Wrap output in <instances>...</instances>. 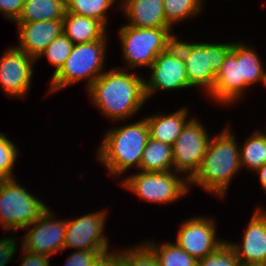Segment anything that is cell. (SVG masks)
Listing matches in <instances>:
<instances>
[{
    "mask_svg": "<svg viewBox=\"0 0 266 266\" xmlns=\"http://www.w3.org/2000/svg\"><path fill=\"white\" fill-rule=\"evenodd\" d=\"M145 80L123 70L101 74L88 88L93 103L112 120L129 118L147 100Z\"/></svg>",
    "mask_w": 266,
    "mask_h": 266,
    "instance_id": "6da1fadb",
    "label": "cell"
},
{
    "mask_svg": "<svg viewBox=\"0 0 266 266\" xmlns=\"http://www.w3.org/2000/svg\"><path fill=\"white\" fill-rule=\"evenodd\" d=\"M240 167L239 148L235 136L227 128L211 138L206 155L189 183L201 185L206 191L223 196Z\"/></svg>",
    "mask_w": 266,
    "mask_h": 266,
    "instance_id": "7a4b0ae2",
    "label": "cell"
},
{
    "mask_svg": "<svg viewBox=\"0 0 266 266\" xmlns=\"http://www.w3.org/2000/svg\"><path fill=\"white\" fill-rule=\"evenodd\" d=\"M150 137L146 119L107 132L97 155L112 175H120L131 166L140 169L142 153Z\"/></svg>",
    "mask_w": 266,
    "mask_h": 266,
    "instance_id": "3957f363",
    "label": "cell"
},
{
    "mask_svg": "<svg viewBox=\"0 0 266 266\" xmlns=\"http://www.w3.org/2000/svg\"><path fill=\"white\" fill-rule=\"evenodd\" d=\"M173 44L183 55L189 87L202 85L210 93L232 44L186 43L176 37Z\"/></svg>",
    "mask_w": 266,
    "mask_h": 266,
    "instance_id": "277c9868",
    "label": "cell"
},
{
    "mask_svg": "<svg viewBox=\"0 0 266 266\" xmlns=\"http://www.w3.org/2000/svg\"><path fill=\"white\" fill-rule=\"evenodd\" d=\"M106 35L98 41L74 44L65 64L57 74L52 77L49 92L59 90L84 78H90L88 88L104 72Z\"/></svg>",
    "mask_w": 266,
    "mask_h": 266,
    "instance_id": "5b68a950",
    "label": "cell"
},
{
    "mask_svg": "<svg viewBox=\"0 0 266 266\" xmlns=\"http://www.w3.org/2000/svg\"><path fill=\"white\" fill-rule=\"evenodd\" d=\"M47 209L44 202L18 185L15 178L0 180V223L5 230L28 228Z\"/></svg>",
    "mask_w": 266,
    "mask_h": 266,
    "instance_id": "8992f818",
    "label": "cell"
},
{
    "mask_svg": "<svg viewBox=\"0 0 266 266\" xmlns=\"http://www.w3.org/2000/svg\"><path fill=\"white\" fill-rule=\"evenodd\" d=\"M170 31L171 29L166 28L123 26L119 35L128 67H150L156 57L174 43L176 36Z\"/></svg>",
    "mask_w": 266,
    "mask_h": 266,
    "instance_id": "52a82bcc",
    "label": "cell"
},
{
    "mask_svg": "<svg viewBox=\"0 0 266 266\" xmlns=\"http://www.w3.org/2000/svg\"><path fill=\"white\" fill-rule=\"evenodd\" d=\"M123 187L131 190L140 198L149 202L169 203L185 195L188 191L186 182L174 172H140L123 180Z\"/></svg>",
    "mask_w": 266,
    "mask_h": 266,
    "instance_id": "ba28073f",
    "label": "cell"
},
{
    "mask_svg": "<svg viewBox=\"0 0 266 266\" xmlns=\"http://www.w3.org/2000/svg\"><path fill=\"white\" fill-rule=\"evenodd\" d=\"M211 141L198 120H190L172 145L173 168L180 173L190 172L186 180L198 171Z\"/></svg>",
    "mask_w": 266,
    "mask_h": 266,
    "instance_id": "9c48e42d",
    "label": "cell"
},
{
    "mask_svg": "<svg viewBox=\"0 0 266 266\" xmlns=\"http://www.w3.org/2000/svg\"><path fill=\"white\" fill-rule=\"evenodd\" d=\"M150 68V80L144 82L146 98L156 89L173 90L189 87L183 55L174 44L161 52Z\"/></svg>",
    "mask_w": 266,
    "mask_h": 266,
    "instance_id": "30bf717a",
    "label": "cell"
},
{
    "mask_svg": "<svg viewBox=\"0 0 266 266\" xmlns=\"http://www.w3.org/2000/svg\"><path fill=\"white\" fill-rule=\"evenodd\" d=\"M52 218L55 217L48 208L31 224L34 227L24 236L22 249L47 256L63 251L67 220L56 221Z\"/></svg>",
    "mask_w": 266,
    "mask_h": 266,
    "instance_id": "8fae6325",
    "label": "cell"
},
{
    "mask_svg": "<svg viewBox=\"0 0 266 266\" xmlns=\"http://www.w3.org/2000/svg\"><path fill=\"white\" fill-rule=\"evenodd\" d=\"M106 212L83 215L67 221L64 248L78 247L85 250H108V240L103 235Z\"/></svg>",
    "mask_w": 266,
    "mask_h": 266,
    "instance_id": "7c38bea8",
    "label": "cell"
},
{
    "mask_svg": "<svg viewBox=\"0 0 266 266\" xmlns=\"http://www.w3.org/2000/svg\"><path fill=\"white\" fill-rule=\"evenodd\" d=\"M35 60L17 47L3 54L0 59V86L6 94L23 97L28 93Z\"/></svg>",
    "mask_w": 266,
    "mask_h": 266,
    "instance_id": "4fadbf2b",
    "label": "cell"
},
{
    "mask_svg": "<svg viewBox=\"0 0 266 266\" xmlns=\"http://www.w3.org/2000/svg\"><path fill=\"white\" fill-rule=\"evenodd\" d=\"M215 229L212 219L195 217L182 224L176 243L196 260L204 259L224 243L216 240Z\"/></svg>",
    "mask_w": 266,
    "mask_h": 266,
    "instance_id": "5bb4252c",
    "label": "cell"
},
{
    "mask_svg": "<svg viewBox=\"0 0 266 266\" xmlns=\"http://www.w3.org/2000/svg\"><path fill=\"white\" fill-rule=\"evenodd\" d=\"M247 86L245 81H240V42L232 43V49L227 53L216 75L210 94L217 101L231 103L240 97Z\"/></svg>",
    "mask_w": 266,
    "mask_h": 266,
    "instance_id": "9a60e30c",
    "label": "cell"
},
{
    "mask_svg": "<svg viewBox=\"0 0 266 266\" xmlns=\"http://www.w3.org/2000/svg\"><path fill=\"white\" fill-rule=\"evenodd\" d=\"M242 245L230 243L235 250L240 264L266 263V211L255 210L246 232Z\"/></svg>",
    "mask_w": 266,
    "mask_h": 266,
    "instance_id": "2e32d148",
    "label": "cell"
},
{
    "mask_svg": "<svg viewBox=\"0 0 266 266\" xmlns=\"http://www.w3.org/2000/svg\"><path fill=\"white\" fill-rule=\"evenodd\" d=\"M20 46L17 48L37 59L46 47L63 33V20L17 23Z\"/></svg>",
    "mask_w": 266,
    "mask_h": 266,
    "instance_id": "e0dca14e",
    "label": "cell"
},
{
    "mask_svg": "<svg viewBox=\"0 0 266 266\" xmlns=\"http://www.w3.org/2000/svg\"><path fill=\"white\" fill-rule=\"evenodd\" d=\"M121 5L130 19L129 26L171 29L164 14L163 0H126Z\"/></svg>",
    "mask_w": 266,
    "mask_h": 266,
    "instance_id": "ac0fdd59",
    "label": "cell"
},
{
    "mask_svg": "<svg viewBox=\"0 0 266 266\" xmlns=\"http://www.w3.org/2000/svg\"><path fill=\"white\" fill-rule=\"evenodd\" d=\"M105 27L97 19L68 11L63 18V33L73 44L101 40L106 34Z\"/></svg>",
    "mask_w": 266,
    "mask_h": 266,
    "instance_id": "d6986e66",
    "label": "cell"
},
{
    "mask_svg": "<svg viewBox=\"0 0 266 266\" xmlns=\"http://www.w3.org/2000/svg\"><path fill=\"white\" fill-rule=\"evenodd\" d=\"M187 111V108H184L167 116H161L158 114L156 116L154 115L146 118L149 126L150 137L173 145L188 122L186 120Z\"/></svg>",
    "mask_w": 266,
    "mask_h": 266,
    "instance_id": "ffe728a7",
    "label": "cell"
},
{
    "mask_svg": "<svg viewBox=\"0 0 266 266\" xmlns=\"http://www.w3.org/2000/svg\"><path fill=\"white\" fill-rule=\"evenodd\" d=\"M66 0H26L16 23L63 20Z\"/></svg>",
    "mask_w": 266,
    "mask_h": 266,
    "instance_id": "44dd1931",
    "label": "cell"
},
{
    "mask_svg": "<svg viewBox=\"0 0 266 266\" xmlns=\"http://www.w3.org/2000/svg\"><path fill=\"white\" fill-rule=\"evenodd\" d=\"M173 166L172 145L149 137L142 153V172L170 171Z\"/></svg>",
    "mask_w": 266,
    "mask_h": 266,
    "instance_id": "7402d4cb",
    "label": "cell"
},
{
    "mask_svg": "<svg viewBox=\"0 0 266 266\" xmlns=\"http://www.w3.org/2000/svg\"><path fill=\"white\" fill-rule=\"evenodd\" d=\"M240 164L247 166L253 171L259 169L266 163V134L263 132H255L247 141L239 148Z\"/></svg>",
    "mask_w": 266,
    "mask_h": 266,
    "instance_id": "603a6c76",
    "label": "cell"
},
{
    "mask_svg": "<svg viewBox=\"0 0 266 266\" xmlns=\"http://www.w3.org/2000/svg\"><path fill=\"white\" fill-rule=\"evenodd\" d=\"M147 245L153 250L160 266H197L198 260L184 251L177 243H164Z\"/></svg>",
    "mask_w": 266,
    "mask_h": 266,
    "instance_id": "cb8c5ba5",
    "label": "cell"
},
{
    "mask_svg": "<svg viewBox=\"0 0 266 266\" xmlns=\"http://www.w3.org/2000/svg\"><path fill=\"white\" fill-rule=\"evenodd\" d=\"M263 81L266 86V73L256 52L240 43V81L249 86L257 81Z\"/></svg>",
    "mask_w": 266,
    "mask_h": 266,
    "instance_id": "d4e9b609",
    "label": "cell"
},
{
    "mask_svg": "<svg viewBox=\"0 0 266 266\" xmlns=\"http://www.w3.org/2000/svg\"><path fill=\"white\" fill-rule=\"evenodd\" d=\"M115 3V0H66V11L91 17L107 24L106 10Z\"/></svg>",
    "mask_w": 266,
    "mask_h": 266,
    "instance_id": "484cf974",
    "label": "cell"
},
{
    "mask_svg": "<svg viewBox=\"0 0 266 266\" xmlns=\"http://www.w3.org/2000/svg\"><path fill=\"white\" fill-rule=\"evenodd\" d=\"M202 0H163L164 14L170 26L191 17L201 10Z\"/></svg>",
    "mask_w": 266,
    "mask_h": 266,
    "instance_id": "4316f807",
    "label": "cell"
},
{
    "mask_svg": "<svg viewBox=\"0 0 266 266\" xmlns=\"http://www.w3.org/2000/svg\"><path fill=\"white\" fill-rule=\"evenodd\" d=\"M74 44L66 37L64 33L60 34L54 39L46 49L40 54L46 55L51 65L56 66L52 77L59 72L65 64L66 59L69 57Z\"/></svg>",
    "mask_w": 266,
    "mask_h": 266,
    "instance_id": "83f0119b",
    "label": "cell"
},
{
    "mask_svg": "<svg viewBox=\"0 0 266 266\" xmlns=\"http://www.w3.org/2000/svg\"><path fill=\"white\" fill-rule=\"evenodd\" d=\"M118 255L128 266H160L153 250L146 243L119 251Z\"/></svg>",
    "mask_w": 266,
    "mask_h": 266,
    "instance_id": "f1b7e54d",
    "label": "cell"
},
{
    "mask_svg": "<svg viewBox=\"0 0 266 266\" xmlns=\"http://www.w3.org/2000/svg\"><path fill=\"white\" fill-rule=\"evenodd\" d=\"M235 250L230 243H224L212 253H209L204 259L198 260L197 266H239Z\"/></svg>",
    "mask_w": 266,
    "mask_h": 266,
    "instance_id": "f546056e",
    "label": "cell"
},
{
    "mask_svg": "<svg viewBox=\"0 0 266 266\" xmlns=\"http://www.w3.org/2000/svg\"><path fill=\"white\" fill-rule=\"evenodd\" d=\"M4 134L0 133V180L12 179V169L17 157V148Z\"/></svg>",
    "mask_w": 266,
    "mask_h": 266,
    "instance_id": "4dcf8cb0",
    "label": "cell"
},
{
    "mask_svg": "<svg viewBox=\"0 0 266 266\" xmlns=\"http://www.w3.org/2000/svg\"><path fill=\"white\" fill-rule=\"evenodd\" d=\"M109 250H85L72 253L64 266H92L95 261Z\"/></svg>",
    "mask_w": 266,
    "mask_h": 266,
    "instance_id": "1f68e13d",
    "label": "cell"
},
{
    "mask_svg": "<svg viewBox=\"0 0 266 266\" xmlns=\"http://www.w3.org/2000/svg\"><path fill=\"white\" fill-rule=\"evenodd\" d=\"M25 1L26 0H0V11L6 18L16 21Z\"/></svg>",
    "mask_w": 266,
    "mask_h": 266,
    "instance_id": "d6a6232c",
    "label": "cell"
},
{
    "mask_svg": "<svg viewBox=\"0 0 266 266\" xmlns=\"http://www.w3.org/2000/svg\"><path fill=\"white\" fill-rule=\"evenodd\" d=\"M15 243L16 242L10 238H3V240H0V266H5L12 259L17 249Z\"/></svg>",
    "mask_w": 266,
    "mask_h": 266,
    "instance_id": "836d02e7",
    "label": "cell"
},
{
    "mask_svg": "<svg viewBox=\"0 0 266 266\" xmlns=\"http://www.w3.org/2000/svg\"><path fill=\"white\" fill-rule=\"evenodd\" d=\"M23 251L24 259L22 260L20 266H49L50 256L38 253H32L29 251Z\"/></svg>",
    "mask_w": 266,
    "mask_h": 266,
    "instance_id": "e575fe53",
    "label": "cell"
},
{
    "mask_svg": "<svg viewBox=\"0 0 266 266\" xmlns=\"http://www.w3.org/2000/svg\"><path fill=\"white\" fill-rule=\"evenodd\" d=\"M92 266H113V253L102 254Z\"/></svg>",
    "mask_w": 266,
    "mask_h": 266,
    "instance_id": "d590c367",
    "label": "cell"
},
{
    "mask_svg": "<svg viewBox=\"0 0 266 266\" xmlns=\"http://www.w3.org/2000/svg\"><path fill=\"white\" fill-rule=\"evenodd\" d=\"M256 172L260 173L261 186L266 190V163L257 169Z\"/></svg>",
    "mask_w": 266,
    "mask_h": 266,
    "instance_id": "8d00e7d4",
    "label": "cell"
},
{
    "mask_svg": "<svg viewBox=\"0 0 266 266\" xmlns=\"http://www.w3.org/2000/svg\"><path fill=\"white\" fill-rule=\"evenodd\" d=\"M115 253V254H114ZM113 253V266H128L118 255V252Z\"/></svg>",
    "mask_w": 266,
    "mask_h": 266,
    "instance_id": "74e56055",
    "label": "cell"
},
{
    "mask_svg": "<svg viewBox=\"0 0 266 266\" xmlns=\"http://www.w3.org/2000/svg\"><path fill=\"white\" fill-rule=\"evenodd\" d=\"M239 266H266V263H249V264H240Z\"/></svg>",
    "mask_w": 266,
    "mask_h": 266,
    "instance_id": "f35d334b",
    "label": "cell"
}]
</instances>
